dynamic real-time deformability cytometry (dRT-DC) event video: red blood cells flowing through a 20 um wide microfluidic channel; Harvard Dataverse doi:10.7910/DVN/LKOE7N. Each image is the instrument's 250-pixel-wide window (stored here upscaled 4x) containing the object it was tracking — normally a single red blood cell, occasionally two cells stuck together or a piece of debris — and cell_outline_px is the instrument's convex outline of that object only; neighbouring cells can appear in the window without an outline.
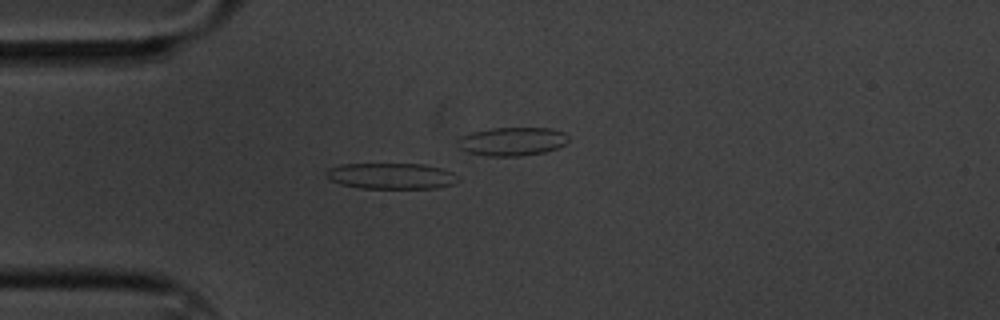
{"species": "common noctule bat (a hibernating species)", "species_latin": "Nyctalus noctula", "temperature_condition": "cold", "stored_images_in_passage": 33, "segment_of_instrument_passage": [1, 2], "camera_frame_rate_fps": 3000, "um_per_image_px": 0.085, "animal": {"sex": "male", "body_mass_g": 20.1, "forearm_length_mm": 53.5}, "frame": {"image": 1, "passage_image": 2, "time_ms": 0.333, "image_size_px": [1000, 320], "cell_outline_px": [[460, 180], [452, 184], [436, 188], [360, 188], [340, 184], [332, 180], [324, 172], [328, 168], [340, 164], [424, 164], [440, 168], [452, 172]], "centroid_in_image_um": [33.24, 14.95], "position_along_channel_um": 51.8, "area_um2": 19.88}}
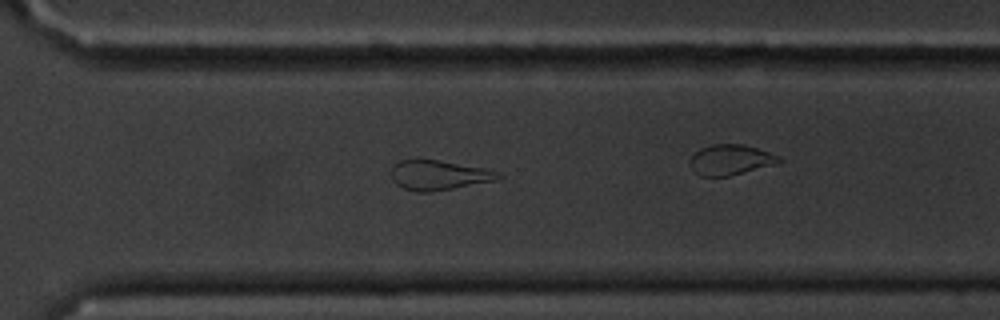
{"frame": {"image": 2, "passage_image": 28, "time_ms": 9.0, "image_size_px": [1000, 320], "cell_outline_px": [[504, 176], [496, 180], [432, 192], [416, 192], [404, 188], [396, 184], [392, 176], [392, 168], [400, 160], [436, 160], [484, 168], [500, 172]], "centroid_in_image_um": [37.32, 14.9], "position_along_channel_um": 333.3, "area_um2": 18.26}}
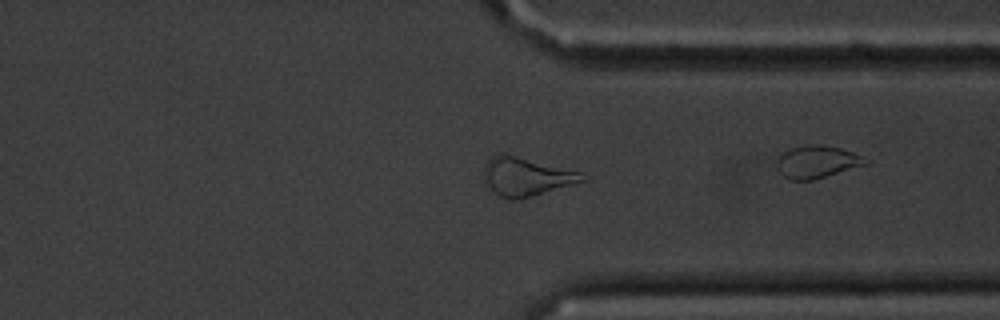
{"frame": {"image": 3, "passage_image": 31, "time_ms": 10.0, "image_size_px": [1000, 320], "cell_outline_px": [[588, 180], [532, 196], [512, 200], [508, 200], [500, 196], [488, 184], [484, 172], [484, 164], [492, 156], [504, 152], [580, 172]], "centroid_in_image_um": [44.74, 14.99], "position_along_channel_um": 366.7, "area_um2": 21.79}}